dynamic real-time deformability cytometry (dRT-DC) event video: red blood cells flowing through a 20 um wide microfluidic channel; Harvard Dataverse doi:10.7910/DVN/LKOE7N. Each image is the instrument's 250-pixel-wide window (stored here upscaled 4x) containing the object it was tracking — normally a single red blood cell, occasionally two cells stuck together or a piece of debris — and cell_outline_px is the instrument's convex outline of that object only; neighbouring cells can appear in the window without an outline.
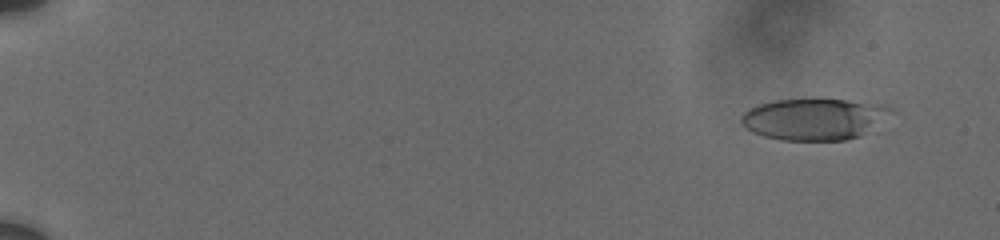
{"species": "human", "species_latin": "Homo sapiens", "temperature_condition": "cold", "stored_images_in_passage": 26, "camera_frame_rate_fps": 3000, "um_per_image_px": 0.085, "donor": {"sex": "male"}, "frame": {"image": 1, "passage_image": 2, "time_ms": 0.667, "image_size_px": [1000, 240], "cell_outline_px": [[892, 112], [860, 136], [844, 140], [780, 140], [764, 136], [752, 132], [744, 128], [740, 124], [740, 116], [748, 108], [760, 104], [776, 100], [816, 96], [880, 104], [892, 108]], "centroid_in_image_um": [69.12, 10.08], "position_along_channel_um": 15.9, "area_um2": 36.88}}
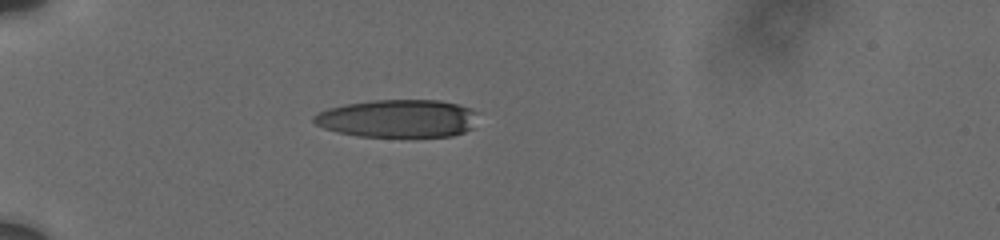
{"frame": {"image": 2, "passage_image": 22, "time_ms": 5.333, "image_size_px": [1000, 240], "cell_outline_px": [[476, 112], [472, 128], [464, 132], [452, 136], [360, 136], [336, 132], [324, 128], [316, 124], [312, 120], [312, 116], [328, 108], [344, 104], [368, 100], [440, 100], [456, 104], [468, 108]], "centroid_in_image_um": [33.77, 10.06], "position_along_channel_um": 51.2, "area_um2": 36.07}}